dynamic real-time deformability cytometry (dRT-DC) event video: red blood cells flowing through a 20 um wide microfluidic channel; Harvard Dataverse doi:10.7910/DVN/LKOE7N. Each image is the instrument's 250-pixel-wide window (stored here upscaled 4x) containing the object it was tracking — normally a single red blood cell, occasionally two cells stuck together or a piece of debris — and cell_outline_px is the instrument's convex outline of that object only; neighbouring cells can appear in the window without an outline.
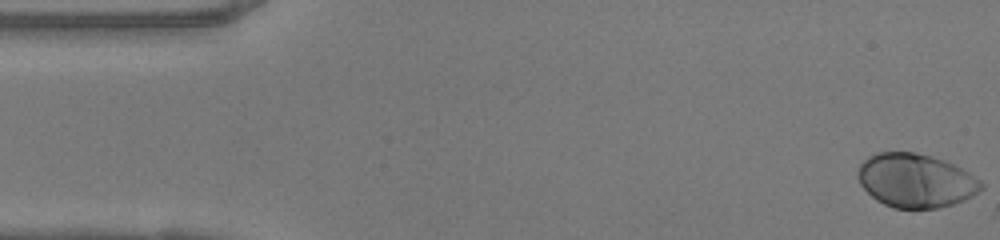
{"species": "human", "species_latin": "Homo sapiens", "temperature_condition": "warm", "stored_images_in_passage": 49, "camera_frame_rate_fps": 3000, "um_per_image_px": 0.085, "donor": {"sex": "female"}, "frame": {"image": 1, "passage_image": 1, "time_ms": 0.0, "image_size_px": [1000, 240], "cell_outline_px": [[984, 188], [972, 196], [964, 200], [952, 204], [936, 208], [892, 208], [876, 200], [860, 184], [856, 176], [856, 172], [860, 164], [868, 156], [876, 152], [916, 152], [932, 156], [944, 160], [968, 172], [980, 180], [984, 184]], "centroid_in_image_um": [77.81, 15.34], "position_along_channel_um": 7.2, "area_um2": 38.78}}
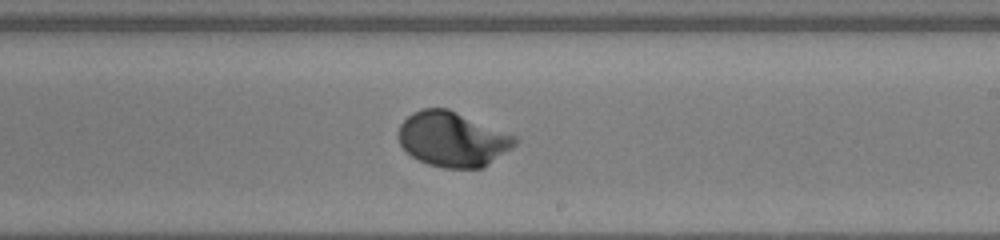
{"frame": {"image": 2, "passage_image": 28, "time_ms": 9.0, "image_size_px": [1000, 240], "cell_outline_px": [[516, 144], [512, 148], [488, 164], [480, 168], [444, 168], [428, 164], [412, 156], [400, 144], [396, 136], [400, 124], [412, 112], [424, 108], [448, 108], [516, 136]], "centroid_in_image_um": [38.44, 11.82], "position_along_channel_um": 250.6, "area_um2": 37.11}}
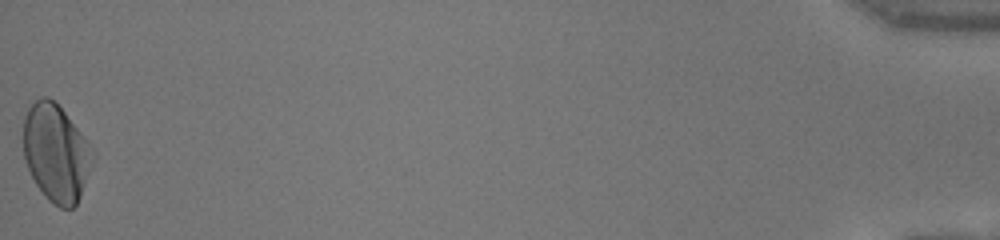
{"frame": {"image": 3, "passage_image": 49, "time_ms": 16.0, "image_size_px": [1000, 240], "cell_outline_px": [[96, 156], [80, 196], [76, 204], [72, 208], [60, 208], [48, 200], [36, 184], [24, 160], [24, 116], [28, 108], [40, 96], [48, 96], [64, 112], [88, 140], [96, 152]], "centroid_in_image_um": [4.79, 13.0], "position_along_channel_um": 430.4, "area_um2": 39.42}, "authors_computed_cell_mechanics": {"area_um2": 36.7608, "velocity_mm_per_s": 4.1361, "shape_relaxation_time_tau1_ms": 2.0661, "shape_relaxation_time_tau2_ms": null, "deformation_change_tau1": 0.168, "deformation_change_tau2": null}}